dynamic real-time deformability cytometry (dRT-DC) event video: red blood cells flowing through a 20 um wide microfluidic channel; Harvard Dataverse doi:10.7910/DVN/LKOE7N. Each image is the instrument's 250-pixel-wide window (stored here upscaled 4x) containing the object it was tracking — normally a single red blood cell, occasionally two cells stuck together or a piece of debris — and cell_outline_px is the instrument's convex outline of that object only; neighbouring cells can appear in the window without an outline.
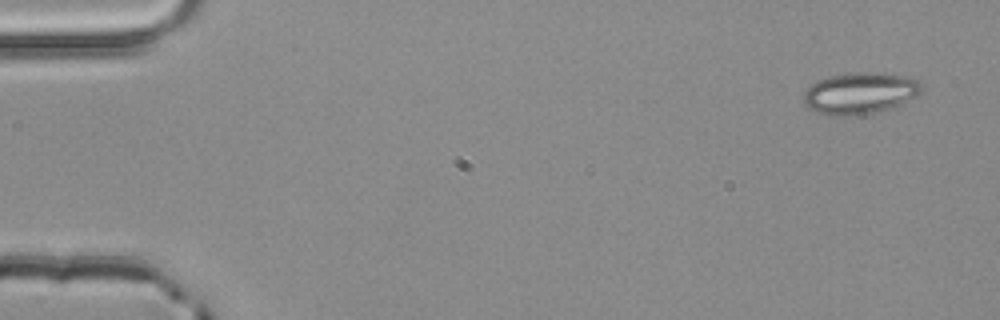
{"species": "common noctule bat (a hibernating species)", "species_latin": "Nyctalus noctula", "temperature_condition": "room temperature", "stored_images_in_passage": 4, "camera_frame_rate_fps": 3000, "um_per_image_px": 0.085, "animal": {"sex": "male", "body_mass_g": 20.4}, "frame": {"image": 1, "passage_image": 1, "time_ms": 0.0, "image_size_px": [1000, 320], "cell_outline_px": [[924, 88], [916, 96], [892, 108], [872, 112], [844, 116], [824, 116], [808, 108], [804, 104], [804, 92], [816, 80], [828, 76], [852, 72], [876, 72], [908, 76], [916, 80]], "centroid_in_image_um": [73.06, 7.91], "position_along_channel_um": 11.9, "area_um2": 28.73}}
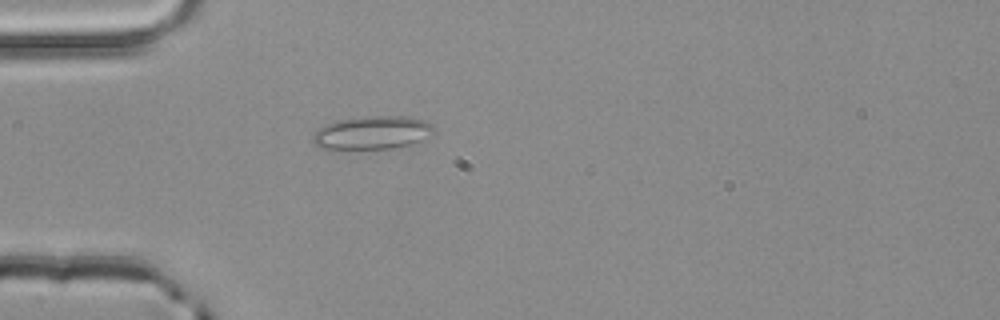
{"frame": {"image": 2, "passage_image": 4, "time_ms": 1.0, "image_size_px": [1000, 320], "cell_outline_px": [[436, 132], [412, 144], [392, 148], [320, 148], [312, 140], [312, 136], [320, 128], [336, 120], [368, 116], [408, 116], [428, 120], [436, 128]], "centroid_in_image_um": [31.73, 11.25], "position_along_channel_um": 53.3, "area_um2": 23.35}}